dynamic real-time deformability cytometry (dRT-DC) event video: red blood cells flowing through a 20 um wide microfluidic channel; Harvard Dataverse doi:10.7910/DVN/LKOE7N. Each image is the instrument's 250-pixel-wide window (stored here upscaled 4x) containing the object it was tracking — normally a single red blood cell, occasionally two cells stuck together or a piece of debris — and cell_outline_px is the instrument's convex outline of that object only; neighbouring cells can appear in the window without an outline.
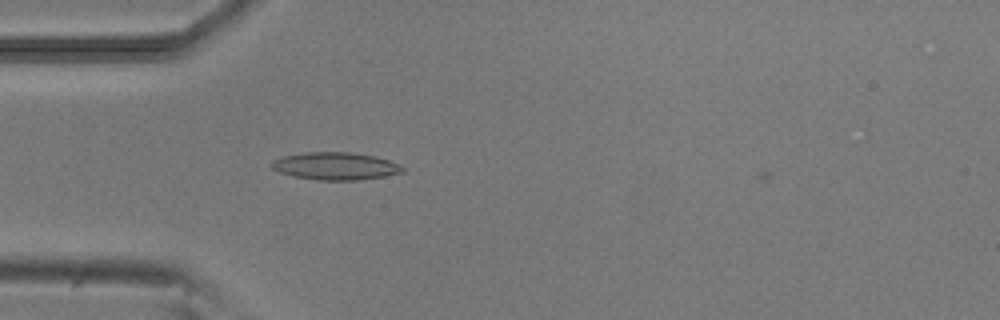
{"species": "common noctule bat (a hibernating species)", "species_latin": "Nyctalus noctula", "temperature_condition": "room temperature", "stored_images_in_passage": 39, "camera_frame_rate_fps": 3000, "um_per_image_px": 0.085, "animal": {"sex": "male", "body_mass_g": 20.5, "forearm_length_mm": 52.5}, "frame": {"image": 1, "passage_image": 5, "time_ms": 1.333, "image_size_px": [1000, 320], "cell_outline_px": [[404, 172], [384, 176], [356, 180], [316, 180], [292, 176], [280, 172], [272, 168], [268, 164], [272, 160], [280, 156], [304, 152], [352, 152], [376, 156], [388, 160], [404, 168]], "centroid_in_image_um": [28.44, 14.11], "position_along_channel_um": 56.6, "area_um2": 21.15}}
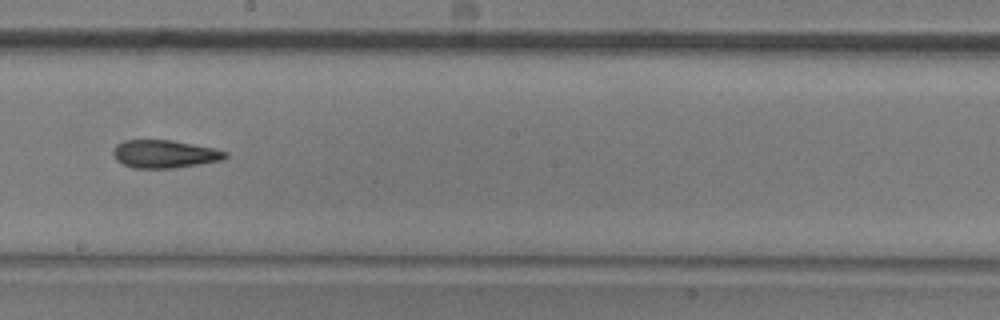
{"frame": {"image": 2, "passage_image": 19, "time_ms": 6.0, "image_size_px": [1000, 320], "cell_outline_px": [[228, 156], [224, 160], [176, 168], [132, 168], [116, 160], [112, 152], [116, 144], [124, 140], [172, 140], [216, 148], [228, 152]], "centroid_in_image_um": [14.02, 13.09], "position_along_channel_um": 234.2, "area_um2": 18.5}}
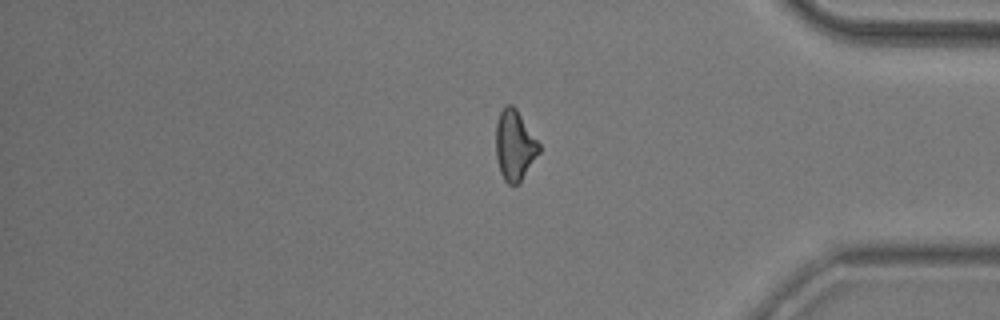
{"frame": {"image": 3, "passage_image": 33, "time_ms": 10.667, "image_size_px": [1000, 320], "cell_outline_px": [[540, 152], [520, 180], [516, 184], [508, 184], [504, 180], [500, 172], [496, 156], [496, 120], [504, 104], [512, 104], [516, 108], [540, 144]], "centroid_in_image_um": [43.72, 12.31], "position_along_channel_um": 391.5, "area_um2": 17.57}, "authors_computed_cell_mechanics": {"area_um2": 18.2648, "velocity_mm_per_s": 3.8698, "shape_relaxation_time_tau1_ms": null, "shape_relaxation_time_tau2_ms": 3.9975, "deformation_change_tau1": null, "deformation_change_tau2": 0.134}}